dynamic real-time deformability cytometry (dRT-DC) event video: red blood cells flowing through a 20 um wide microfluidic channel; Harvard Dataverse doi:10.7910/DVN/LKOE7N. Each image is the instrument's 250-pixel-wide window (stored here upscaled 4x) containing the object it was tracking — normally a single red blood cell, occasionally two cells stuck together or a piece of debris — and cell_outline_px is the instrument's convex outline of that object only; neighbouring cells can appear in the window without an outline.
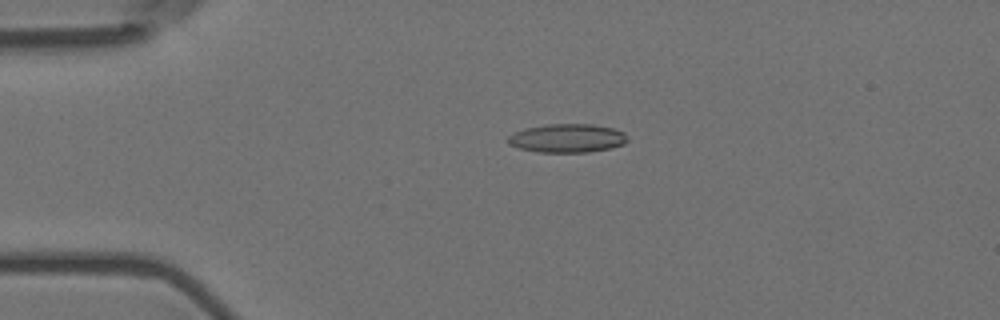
{"species": "Egyptian fruit bat (a non-hibernating species)", "species_latin": "Rousettus aegyptiacus", "temperature_condition": "room temperature", "stored_images_in_passage": 5, "camera_frame_rate_fps": 3000, "um_per_image_px": 0.085, "animal": {"sex": "female"}, "frame": {"image": 1, "passage_image": 3, "time_ms": 0.667, "image_size_px": [1000, 320], "cell_outline_px": [[628, 140], [624, 144], [608, 148], [588, 152], [540, 152], [520, 148], [508, 144], [504, 140], [508, 136], [524, 128], [544, 124], [592, 124], [612, 128], [624, 132], [628, 136]], "centroid_in_image_um": [48.19, 11.74], "position_along_channel_um": 36.8, "area_um2": 20.0}}